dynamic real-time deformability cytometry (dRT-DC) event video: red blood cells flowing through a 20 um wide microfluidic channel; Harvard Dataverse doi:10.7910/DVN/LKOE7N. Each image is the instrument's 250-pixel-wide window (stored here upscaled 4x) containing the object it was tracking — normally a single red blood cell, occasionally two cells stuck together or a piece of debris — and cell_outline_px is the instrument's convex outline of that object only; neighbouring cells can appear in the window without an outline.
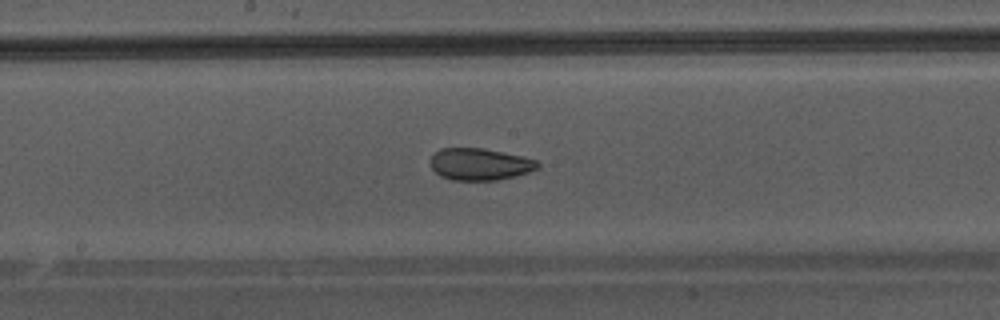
{"species": "Egyptian fruit bat (a non-hibernating species)", "species_latin": "Rousettus aegyptiacus", "temperature_condition": "warm", "stored_images_in_passage": 37, "camera_frame_rate_fps": 3000, "um_per_image_px": 0.085, "animal": {"sex": "male"}, "frame": {"image": 1, "passage_image": 16, "time_ms": 5.0, "image_size_px": [1000, 320], "cell_outline_px": [[540, 168], [528, 172], [496, 180], [452, 180], [440, 176], [432, 168], [432, 156], [440, 148], [484, 148], [524, 156], [536, 160], [540, 164]], "centroid_in_image_um": [40.81, 13.95], "position_along_channel_um": 207.4, "area_um2": 19.88}}